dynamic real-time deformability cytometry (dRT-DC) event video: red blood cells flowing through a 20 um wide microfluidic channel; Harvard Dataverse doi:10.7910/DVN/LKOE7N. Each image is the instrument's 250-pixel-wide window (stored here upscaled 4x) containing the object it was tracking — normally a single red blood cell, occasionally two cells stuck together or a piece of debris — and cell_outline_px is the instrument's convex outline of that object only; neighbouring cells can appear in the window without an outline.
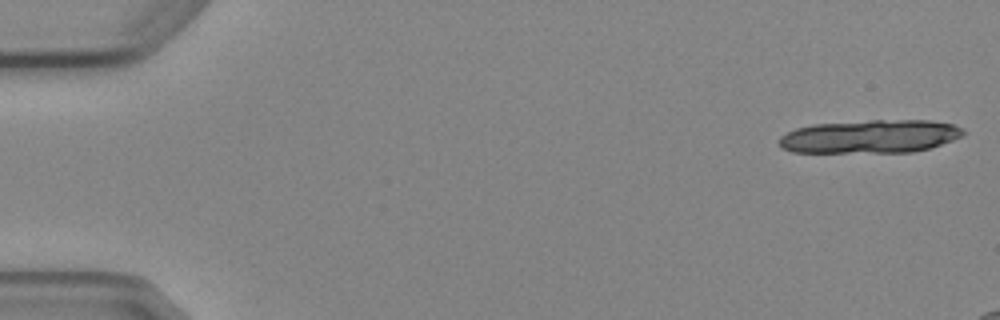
{"species": "Egyptian fruit bat (a non-hibernating species)", "species_latin": "Rousettus aegyptiacus", "temperature_condition": "cold", "stored_images_in_passage": 4, "camera_frame_rate_fps": 3000, "um_per_image_px": 0.085, "animal": {"sex": "female"}, "frame": {"image": 1, "passage_image": 1, "time_ms": 0.0, "image_size_px": [1000, 320], "cell_outline_px": [[964, 136], [928, 148], [912, 152], [792, 152], [780, 148], [780, 136], [796, 128], [816, 124], [872, 120], [928, 120], [952, 124], [964, 128]], "centroid_in_image_um": [73.97, 11.6], "position_along_channel_um": 11.0, "area_um2": 35.6}}